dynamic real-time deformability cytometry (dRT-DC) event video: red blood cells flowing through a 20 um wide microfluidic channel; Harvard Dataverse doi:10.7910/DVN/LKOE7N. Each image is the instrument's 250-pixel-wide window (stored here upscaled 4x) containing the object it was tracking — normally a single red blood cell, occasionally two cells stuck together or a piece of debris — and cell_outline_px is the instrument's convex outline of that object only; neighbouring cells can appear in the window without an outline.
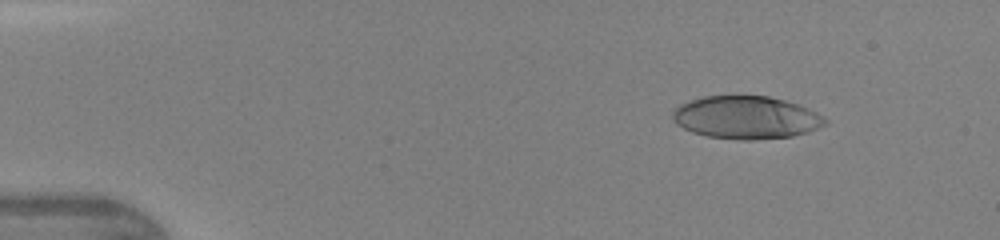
{"species": "human", "species_latin": "Homo sapiens", "temperature_condition": "warm", "stored_images_in_passage": 38, "camera_frame_rate_fps": 3000, "um_per_image_px": 0.085, "donor": {"sex": "female"}, "frame": {"image": 1, "passage_image": 5, "time_ms": 1.333, "image_size_px": [1000, 240], "cell_outline_px": [[828, 124], [808, 132], [792, 136], [752, 140], [740, 140], [708, 136], [692, 132], [676, 124], [672, 120], [672, 112], [680, 104], [704, 96], [768, 96], [784, 100], [808, 108], [824, 116], [828, 120]], "centroid_in_image_um": [63.44, 9.99], "position_along_channel_um": 21.6, "area_um2": 38.03}}
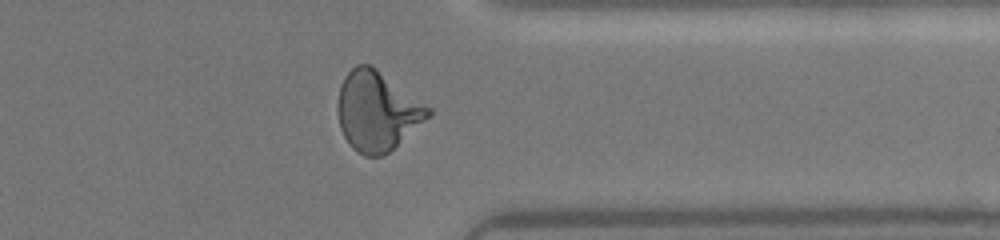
{"frame": {"image": 2, "passage_image": 31, "time_ms": 10.0, "image_size_px": [1000, 240], "cell_outline_px": [[432, 112], [424, 120], [388, 152], [380, 156], [364, 156], [352, 148], [344, 136], [340, 128], [336, 108], [340, 84], [344, 76], [356, 64], [372, 64], [432, 108]], "centroid_in_image_um": [32.01, 9.4], "position_along_channel_um": 379.4, "area_um2": 41.79}}
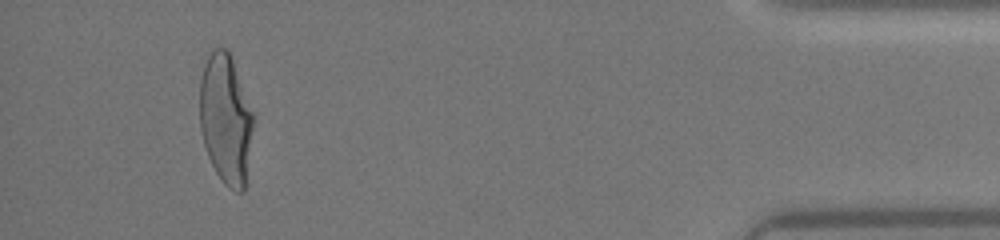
{"frame": {"image": 3, "passage_image": 36, "time_ms": 11.667, "image_size_px": [1000, 240], "cell_outline_px": [[256, 116], [244, 192], [236, 192], [228, 188], [224, 184], [216, 172], [208, 156], [200, 132], [200, 80], [204, 64], [212, 48], [228, 48], [232, 56]], "centroid_in_image_um": [19.22, 10.1], "position_along_channel_um": 416.0, "area_um2": 41.62}}